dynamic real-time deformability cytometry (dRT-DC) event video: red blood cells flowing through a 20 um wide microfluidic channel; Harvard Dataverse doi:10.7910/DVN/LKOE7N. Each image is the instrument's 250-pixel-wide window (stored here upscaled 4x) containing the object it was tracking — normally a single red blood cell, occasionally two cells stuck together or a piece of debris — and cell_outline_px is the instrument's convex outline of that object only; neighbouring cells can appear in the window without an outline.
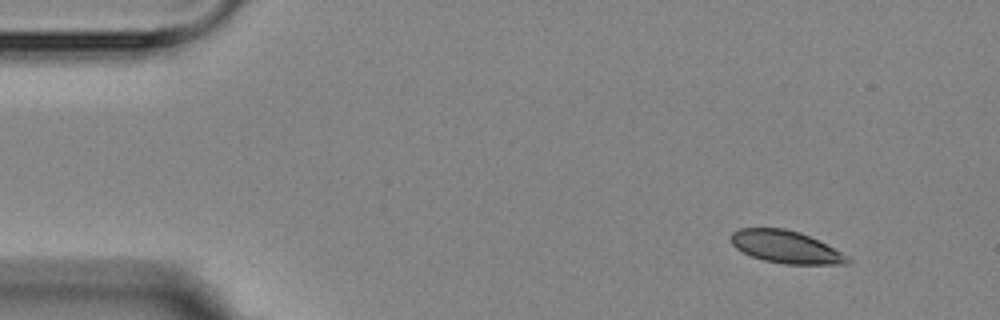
{"species": "Egyptian fruit bat (a non-hibernating species)", "species_latin": "Rousettus aegyptiacus", "temperature_condition": "room temperature", "stored_images_in_passage": 5, "camera_frame_rate_fps": 3000, "um_per_image_px": 0.085, "animal": {"sex": "female"}, "frame": {"image": 1, "passage_image": 1, "time_ms": 0.0, "image_size_px": [1000, 320], "cell_outline_px": [[852, 260], [848, 264], [784, 264], [764, 260], [752, 256], [736, 248], [732, 244], [732, 232], [740, 228], [784, 228], [800, 232], [848, 256]], "centroid_in_image_um": [66.79, 20.99], "position_along_channel_um": 18.2, "area_um2": 21.68}}
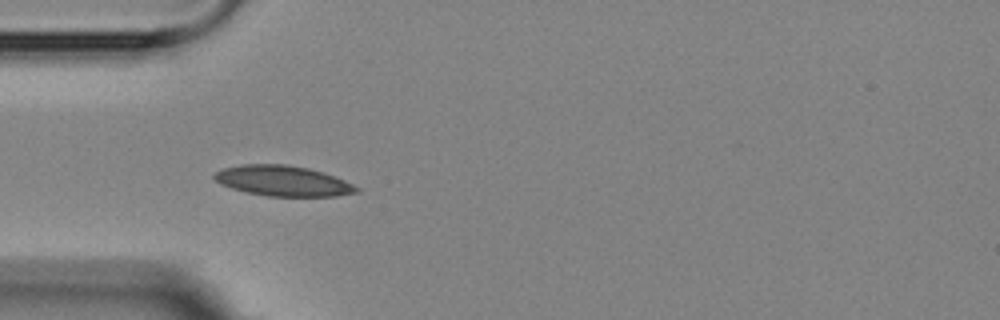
{"frame": {"image": 2, "passage_image": 4, "time_ms": 3.667, "image_size_px": [1000, 320], "cell_outline_px": [[360, 192], [336, 196], [268, 196], [248, 192], [232, 188], [220, 184], [212, 176], [216, 172], [224, 168], [240, 164], [288, 164], [308, 168], [324, 172], [344, 180], [360, 188]], "centroid_in_image_um": [24.07, 15.37], "position_along_channel_um": 60.9, "area_um2": 25.2}}
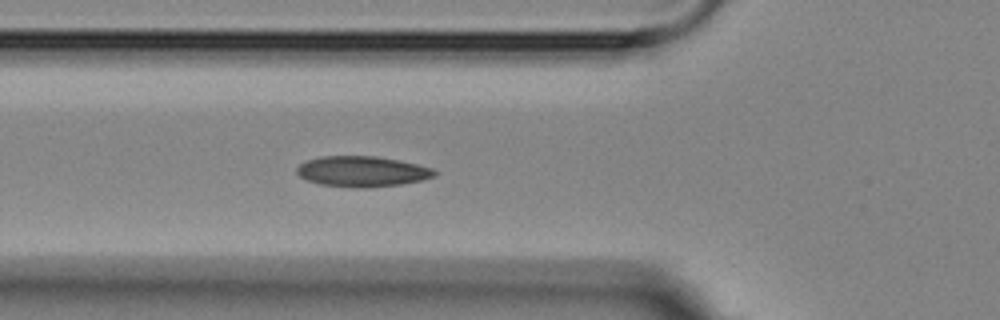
{"frame": {"image": 3, "passage_image": 5, "time_ms": 4.667, "image_size_px": [1000, 320], "cell_outline_px": [[440, 172], [436, 176], [420, 180], [400, 184], [360, 188], [348, 188], [320, 184], [308, 180], [300, 176], [296, 172], [296, 168], [300, 164], [308, 160], [320, 156], [376, 156], [400, 160], [432, 168]], "centroid_in_image_um": [30.79, 14.57], "position_along_channel_um": 95.0, "area_um2": 24.57}}